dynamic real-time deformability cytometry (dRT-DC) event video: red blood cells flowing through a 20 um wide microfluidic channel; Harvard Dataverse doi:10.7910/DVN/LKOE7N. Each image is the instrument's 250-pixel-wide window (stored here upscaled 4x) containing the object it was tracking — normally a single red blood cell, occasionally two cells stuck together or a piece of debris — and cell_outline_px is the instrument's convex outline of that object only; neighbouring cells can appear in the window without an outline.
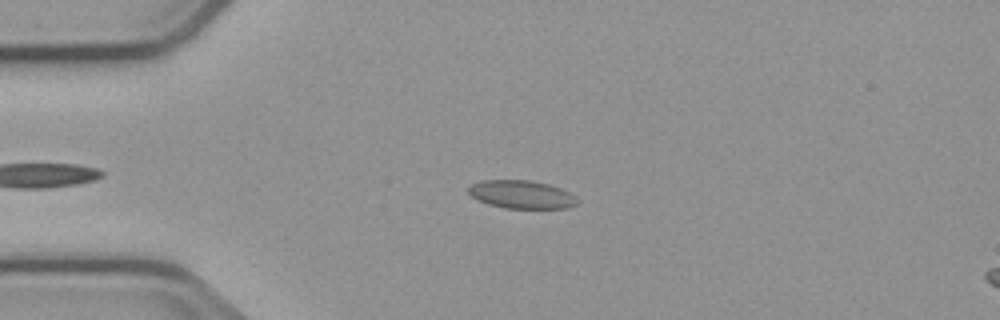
{"species": "common noctule bat (a hibernating species)", "species_latin": "Nyctalus noctula", "temperature_condition": "cold", "stored_images_in_passage": 6, "camera_frame_rate_fps": 3000, "um_per_image_px": 0.085, "animal": {"sex": "male", "body_mass_g": 23.1, "forearm_length_mm": 52.7}, "frame": {"image": 1, "passage_image": 4, "time_ms": 3.333, "image_size_px": [1000, 320], "cell_outline_px": [[576, 204], [564, 208], [504, 208], [488, 204], [476, 200], [468, 192], [468, 188], [472, 184], [480, 180], [532, 180], [548, 184], [560, 188], [568, 192], [576, 200]], "centroid_in_image_um": [44.25, 16.52], "position_along_channel_um": 40.7, "area_um2": 17.69}}
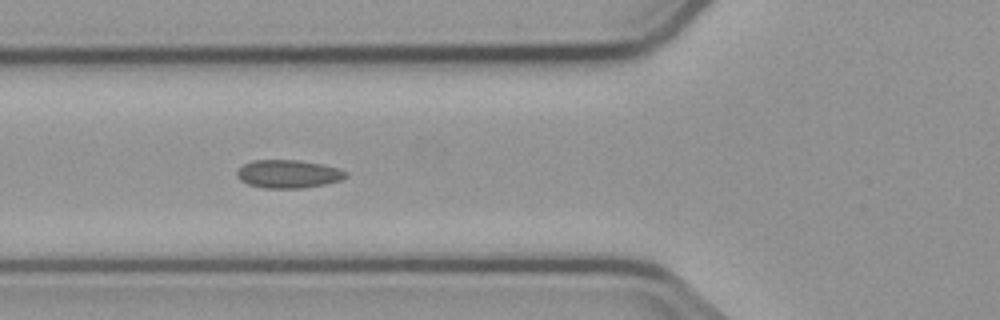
{"frame": {"image": 2, "passage_image": 6, "time_ms": 5.667, "image_size_px": [1000, 320], "cell_outline_px": [[348, 176], [340, 180], [324, 184], [304, 188], [264, 188], [248, 184], [240, 180], [236, 176], [236, 172], [244, 164], [256, 160], [296, 160], [324, 164], [340, 168], [348, 172]], "centroid_in_image_um": [24.53, 14.78], "position_along_channel_um": 101.3, "area_um2": 17.92}}